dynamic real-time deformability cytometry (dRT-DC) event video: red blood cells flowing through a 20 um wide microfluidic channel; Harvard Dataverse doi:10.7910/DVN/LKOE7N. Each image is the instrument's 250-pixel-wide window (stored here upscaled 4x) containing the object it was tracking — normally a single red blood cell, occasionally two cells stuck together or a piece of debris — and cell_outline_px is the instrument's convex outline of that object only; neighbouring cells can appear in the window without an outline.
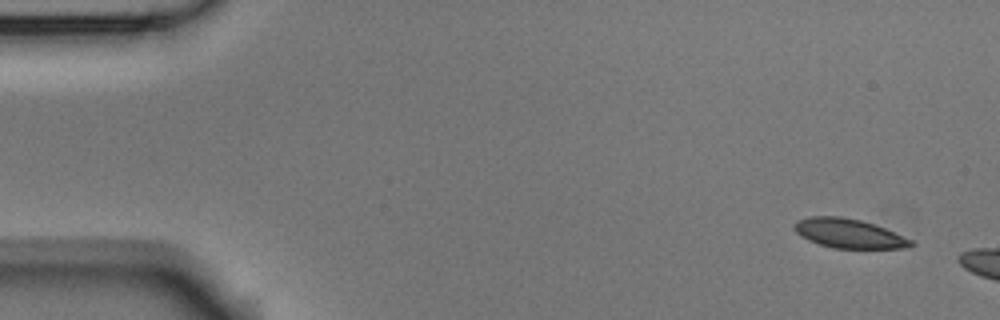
{"species": "Egyptian fruit bat (a non-hibernating species)", "species_latin": "Rousettus aegyptiacus", "temperature_condition": "room temperature", "stored_images_in_passage": 3, "camera_frame_rate_fps": 3000, "um_per_image_px": 0.085, "animal": {"sex": "male"}, "frame": {"image": 1, "passage_image": 1, "time_ms": 0.0, "image_size_px": [1000, 320], "cell_outline_px": [[916, 244], [912, 248], [832, 248], [808, 240], [800, 236], [792, 228], [792, 224], [796, 220], [808, 216], [840, 216], [860, 220], [884, 228], [912, 240]], "centroid_in_image_um": [72.11, 19.84], "position_along_channel_um": 12.9, "area_um2": 20.0}}